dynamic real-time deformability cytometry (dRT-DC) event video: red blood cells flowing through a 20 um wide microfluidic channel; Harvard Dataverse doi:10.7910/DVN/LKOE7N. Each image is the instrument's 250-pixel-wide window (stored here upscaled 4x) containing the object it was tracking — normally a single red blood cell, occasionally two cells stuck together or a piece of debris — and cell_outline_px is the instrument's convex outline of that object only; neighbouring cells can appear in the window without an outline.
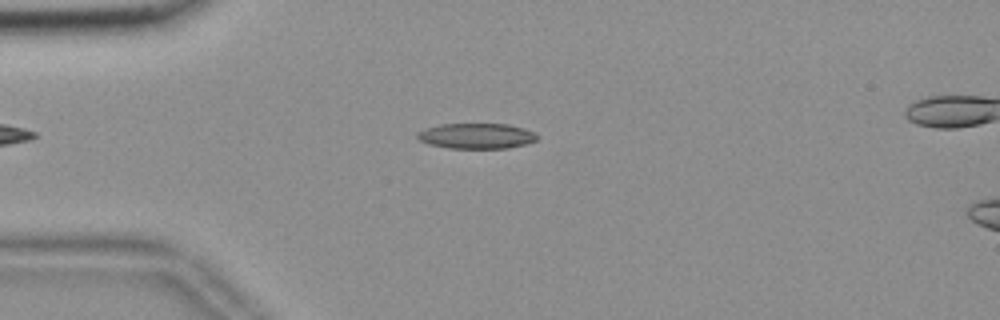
{"species": "common noctule bat (a hibernating species)", "species_latin": "Nyctalus noctula", "temperature_condition": "room temperature", "stored_images_in_passage": 52, "camera_frame_rate_fps": 3000, "um_per_image_px": 0.085, "animal": {"sex": "female", "body_mass_g": 18.4}, "frame": {"image": 1, "passage_image": 11, "time_ms": 3.333, "image_size_px": [1000, 320], "cell_outline_px": [[536, 140], [524, 144], [508, 148], [448, 148], [428, 144], [420, 140], [416, 136], [416, 132], [424, 128], [440, 124], [508, 124], [524, 128], [532, 132], [536, 136]], "centroid_in_image_um": [40.43, 11.55], "position_along_channel_um": 44.6, "area_um2": 17.69}}
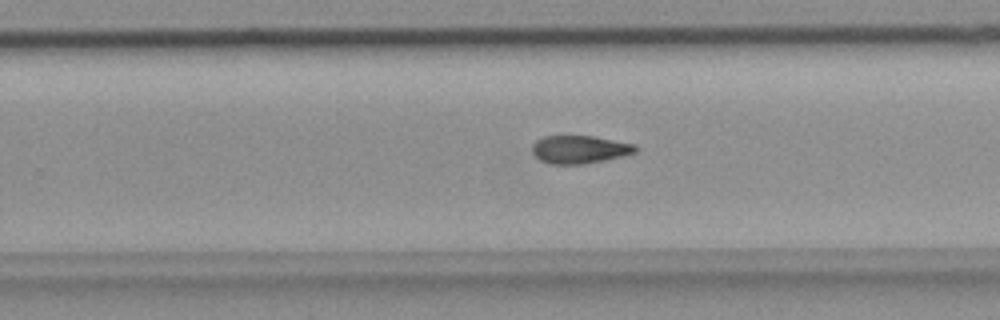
{"frame": {"image": 2, "passage_image": 32, "time_ms": 10.333, "image_size_px": [1000, 320], "cell_outline_px": [[636, 152], [604, 160], [584, 164], [552, 164], [540, 160], [532, 152], [532, 144], [536, 140], [544, 136], [592, 136], [636, 144]], "centroid_in_image_um": [49.24, 12.7], "position_along_channel_um": 280.6, "area_um2": 16.7}}
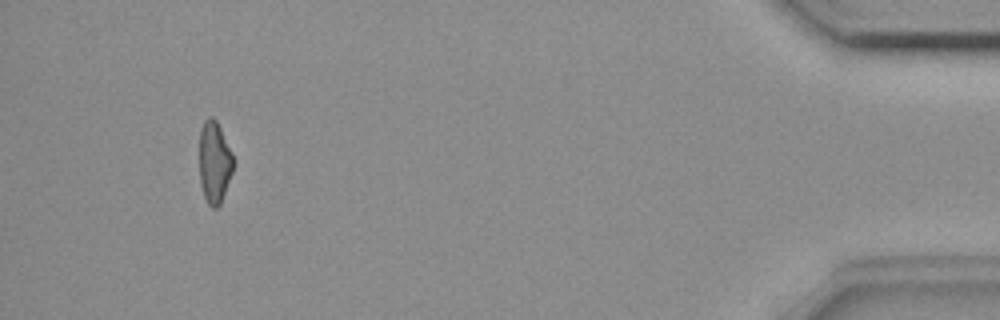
{"frame": {"image": 3, "passage_image": 49, "time_ms": 16.0, "image_size_px": [1000, 320], "cell_outline_px": [[236, 164], [220, 204], [216, 208], [212, 208], [208, 204], [204, 196], [200, 184], [200, 128], [204, 120], [208, 116], [212, 116], [216, 120], [236, 160]], "centroid_in_image_um": [18.25, 13.78], "position_along_channel_um": 417.0, "area_um2": 16.47}, "authors_computed_cell_mechanics": {"area_um2": 17.34, "velocity_mm_per_s": 3.6472, "shape_relaxation_time_tau1_ms": null, "shape_relaxation_time_tau2_ms": 9.3275, "deformation_change_tau1": null, "deformation_change_tau2": 0.2025}}